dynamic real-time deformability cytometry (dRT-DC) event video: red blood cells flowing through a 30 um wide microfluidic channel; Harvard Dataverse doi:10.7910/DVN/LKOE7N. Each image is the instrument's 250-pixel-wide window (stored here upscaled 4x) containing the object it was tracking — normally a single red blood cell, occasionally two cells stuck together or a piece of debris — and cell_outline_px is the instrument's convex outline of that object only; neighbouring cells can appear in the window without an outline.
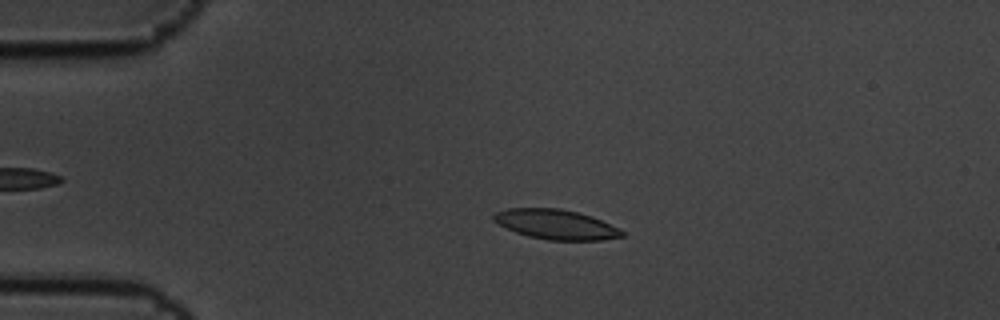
{"species": "common noctule bat (a hibernating species)", "species_latin": "Nyctalus noctula", "temperature_condition": "cold", "stored_images_in_passage": 4, "camera_frame_rate_fps": 3000, "um_per_image_px": 0.085, "animal": {"sex": "male", "body_mass_g": 19.5, "forearm_length_mm": 54.6}, "frame": {"image": 1, "passage_image": 3, "time_ms": 0.667, "image_size_px": [1000, 320], "cell_outline_px": [[624, 236], [600, 240], [548, 240], [528, 236], [516, 232], [492, 220], [492, 216], [496, 212], [508, 208], [560, 208], [592, 216], [620, 228], [624, 232]], "centroid_in_image_um": [47.27, 19.07], "position_along_channel_um": 37.7, "area_um2": 22.2}}